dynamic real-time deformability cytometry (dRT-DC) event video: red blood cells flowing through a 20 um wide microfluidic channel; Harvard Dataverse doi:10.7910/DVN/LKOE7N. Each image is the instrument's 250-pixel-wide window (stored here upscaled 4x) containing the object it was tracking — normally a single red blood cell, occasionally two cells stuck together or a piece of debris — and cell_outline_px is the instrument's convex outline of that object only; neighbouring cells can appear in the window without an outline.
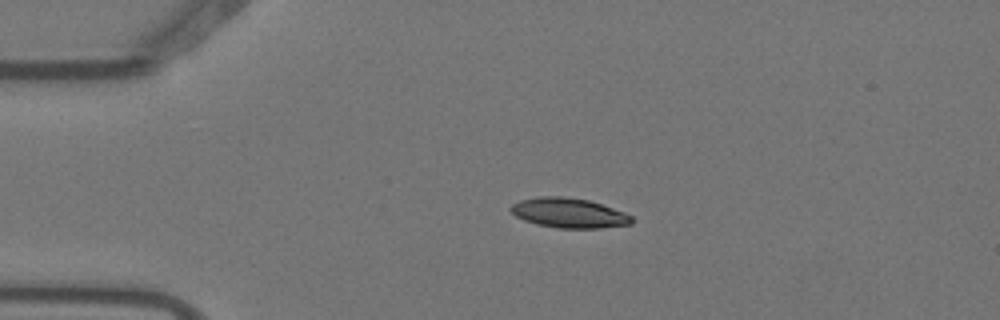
{"species": "Egyptian fruit bat (a non-hibernating species)", "species_latin": "Rousettus aegyptiacus", "temperature_condition": "warm", "stored_images_in_passage": 3, "camera_frame_rate_fps": 3000, "um_per_image_px": 0.085, "animal": {"sex": "female"}, "frame": {"image": 1, "passage_image": 2, "time_ms": 0.333, "image_size_px": [1000, 320], "cell_outline_px": [[632, 224], [600, 228], [556, 228], [536, 224], [524, 220], [516, 216], [508, 208], [512, 204], [520, 200], [540, 196], [560, 196], [588, 200], [624, 212], [632, 216]], "centroid_in_image_um": [48.33, 18.1], "position_along_channel_um": 36.7, "area_um2": 20.92}}